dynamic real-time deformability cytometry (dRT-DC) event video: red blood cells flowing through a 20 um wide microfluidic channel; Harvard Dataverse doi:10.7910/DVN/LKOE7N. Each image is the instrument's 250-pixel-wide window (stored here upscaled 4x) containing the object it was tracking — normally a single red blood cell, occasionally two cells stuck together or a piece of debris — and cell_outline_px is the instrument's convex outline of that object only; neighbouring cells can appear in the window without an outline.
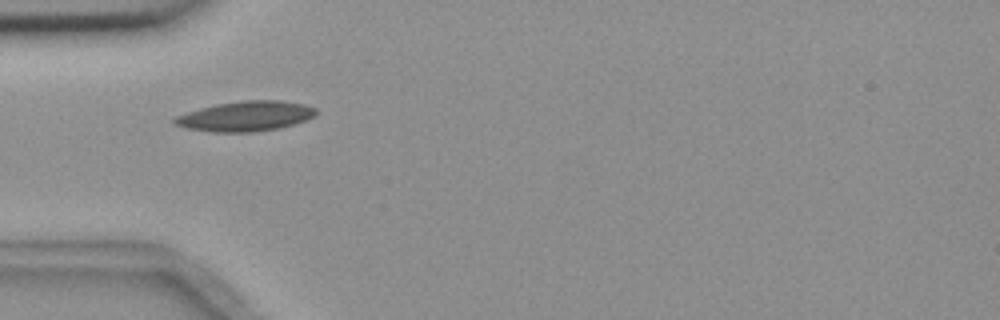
{"species": "common noctule bat (a hibernating species)", "species_latin": "Nyctalus noctula", "temperature_condition": "room temperature", "stored_images_in_passage": 6, "camera_frame_rate_fps": 3000, "um_per_image_px": 0.085, "animal": {"sex": "female", "body_mass_g": 18.4}, "frame": {"image": 1, "passage_image": 5, "time_ms": 4.667, "image_size_px": [1000, 320], "cell_outline_px": [[316, 116], [280, 128], [252, 132], [208, 132], [184, 128], [172, 124], [172, 120], [176, 116], [200, 108], [216, 104], [240, 100], [280, 100], [304, 104], [316, 108]], "centroid_in_image_um": [20.83, 9.88], "position_along_channel_um": 64.2, "area_um2": 24.91}}